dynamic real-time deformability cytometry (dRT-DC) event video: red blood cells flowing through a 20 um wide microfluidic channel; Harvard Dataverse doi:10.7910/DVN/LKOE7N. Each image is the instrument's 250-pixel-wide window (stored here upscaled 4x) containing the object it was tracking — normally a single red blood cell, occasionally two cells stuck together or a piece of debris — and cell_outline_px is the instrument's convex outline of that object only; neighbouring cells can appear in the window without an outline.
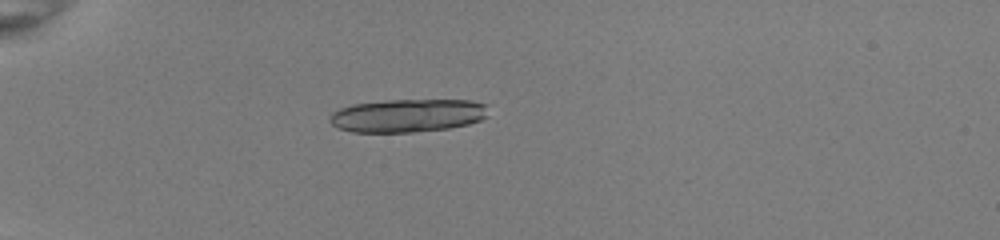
{"species": "common noctule bat (a hibernating species)", "species_latin": "Nyctalus noctula", "temperature_condition": "room temperature", "stored_images_in_passage": 42, "camera_frame_rate_fps": 3000, "um_per_image_px": 0.085, "animal": {"sex": "female", "body_mass_g": 22.0, "forearm_length_mm": 56.7}, "frame": {"image": 1, "passage_image": 7, "time_ms": 2.0, "image_size_px": [1000, 240], "cell_outline_px": [[488, 116], [480, 120], [468, 124], [448, 128], [412, 132], [352, 132], [340, 128], [332, 124], [328, 120], [328, 116], [332, 112], [340, 108], [352, 104], [388, 100], [472, 100], [488, 104]], "centroid_in_image_um": [34.66, 9.81], "position_along_channel_um": 50.3, "area_um2": 30.87}, "authors_computed_cell_mechanics": {"area_um2": 23.9581, "velocity_mm_per_s": 4.0084, "shape_relaxation_time_tau1_ms": 1.2579, "shape_relaxation_time_tau2_ms": 2.6608, "deformation_change_tau1": 0.3108, "deformation_change_tau2": 0.0686}}